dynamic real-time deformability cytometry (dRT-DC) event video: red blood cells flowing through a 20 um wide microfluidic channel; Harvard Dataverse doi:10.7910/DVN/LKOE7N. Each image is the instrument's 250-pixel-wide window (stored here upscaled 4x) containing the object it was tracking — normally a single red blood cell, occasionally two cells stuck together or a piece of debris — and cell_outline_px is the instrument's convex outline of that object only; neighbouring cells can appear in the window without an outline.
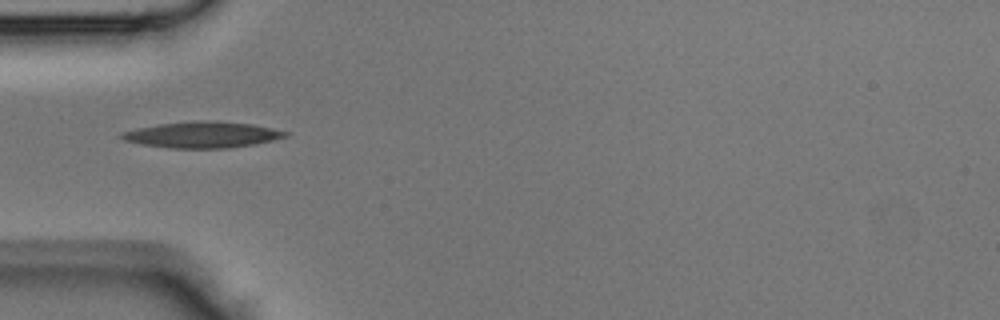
{"species": "Egyptian fruit bat (a non-hibernating species)", "species_latin": "Rousettus aegyptiacus", "temperature_condition": "room temperature", "stored_images_in_passage": 31, "camera_frame_rate_fps": 3000, "um_per_image_px": 0.085, "animal": {"sex": "male"}, "frame": {"image": 1, "passage_image": 1, "time_ms": 0.0, "image_size_px": [1000, 320], "cell_outline_px": [[292, 132], [288, 136], [256, 144], [228, 148], [168, 148], [140, 144], [124, 140], [120, 136], [120, 132], [136, 128], [160, 124], [252, 124]], "centroid_in_image_um": [17.2, 11.52], "position_along_channel_um": 67.8, "area_um2": 23.58}}
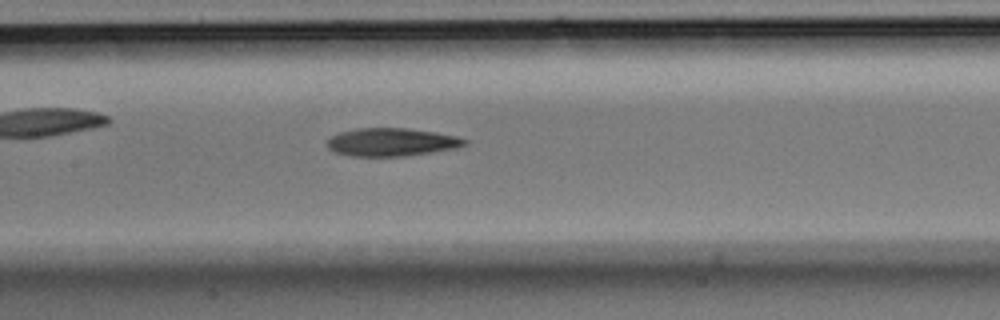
{"frame": {"image": 2, "passage_image": 8, "time_ms": 2.333, "image_size_px": [1000, 320], "cell_outline_px": [[468, 144], [456, 148], [432, 152], [404, 156], [352, 156], [336, 152], [328, 148], [324, 144], [332, 136], [340, 132], [356, 128], [408, 128], [436, 132], [456, 136], [468, 140]], "centroid_in_image_um": [33.29, 12.07], "position_along_channel_um": 174.1, "area_um2": 22.54}}
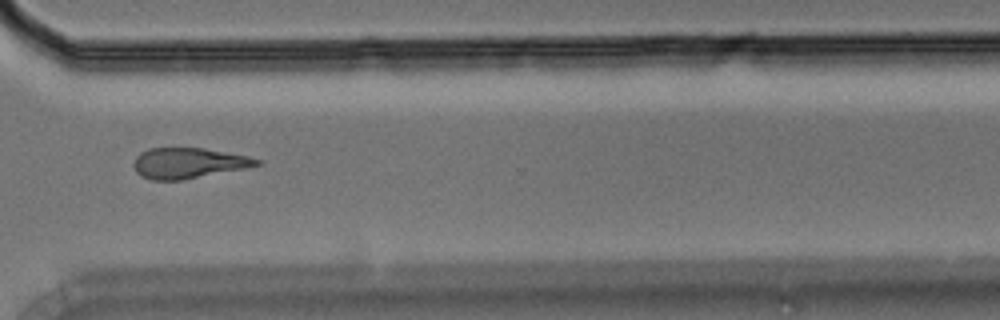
{"frame": {"image": 3, "passage_image": 20, "time_ms": 6.333, "image_size_px": [1000, 320], "cell_outline_px": [[264, 164], [244, 168], [180, 180], [152, 180], [140, 176], [136, 172], [132, 164], [136, 156], [140, 152], [148, 148], [204, 148], [248, 156], [264, 160]], "centroid_in_image_um": [16.0, 13.85], "position_along_channel_um": 354.6, "area_um2": 21.96}}